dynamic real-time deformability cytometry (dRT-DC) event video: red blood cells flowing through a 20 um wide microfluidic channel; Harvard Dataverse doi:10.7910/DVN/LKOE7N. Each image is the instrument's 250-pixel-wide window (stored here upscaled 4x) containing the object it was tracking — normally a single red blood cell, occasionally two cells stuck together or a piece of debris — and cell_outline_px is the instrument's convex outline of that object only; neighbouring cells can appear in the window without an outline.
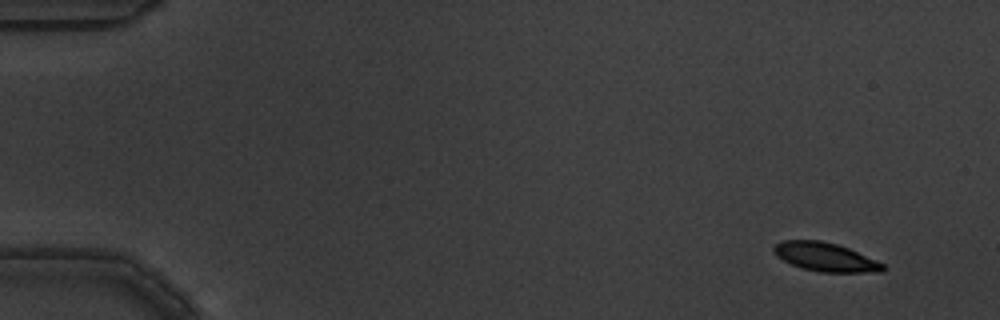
{"species": "common noctule bat (a hibernating species)", "species_latin": "Nyctalus noctula", "temperature_condition": "warm", "stored_images_in_passage": 6, "camera_frame_rate_fps": 3000, "um_per_image_px": 0.085, "animal": {"sex": "male", "body_mass_g": 19.5, "forearm_length_mm": 54.6}, "frame": {"image": 1, "passage_image": 2, "time_ms": 0.333, "image_size_px": [1000, 320], "cell_outline_px": [[888, 268], [884, 272], [820, 272], [804, 268], [792, 264], [776, 256], [772, 248], [776, 244], [784, 240], [820, 240], [836, 244], [848, 248], [884, 264]], "centroid_in_image_um": [70.18, 21.85], "position_along_channel_um": 14.8, "area_um2": 18.09}}
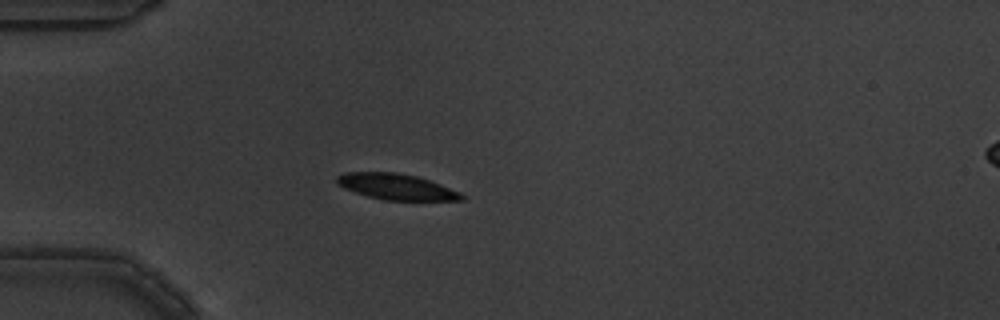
{"frame": {"image": 2, "passage_image": 5, "time_ms": 1.333, "image_size_px": [1000, 320], "cell_outline_px": [[464, 200], [384, 200], [368, 196], [344, 188], [336, 184], [336, 176], [344, 172], [396, 172], [416, 176], [440, 184], [460, 192], [464, 196]], "centroid_in_image_um": [33.66, 15.86], "position_along_channel_um": 51.3, "area_um2": 18.73}}